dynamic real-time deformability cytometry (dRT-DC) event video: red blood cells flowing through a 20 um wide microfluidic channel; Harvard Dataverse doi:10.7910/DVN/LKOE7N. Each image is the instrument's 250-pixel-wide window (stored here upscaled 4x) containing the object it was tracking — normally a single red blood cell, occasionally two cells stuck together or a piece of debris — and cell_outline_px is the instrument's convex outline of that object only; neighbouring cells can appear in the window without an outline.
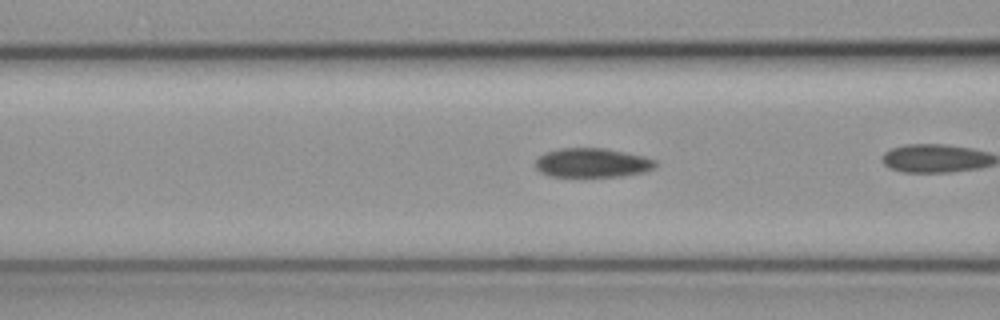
{"species": "common noctule bat (a hibernating species)", "species_latin": "Nyctalus noctula", "temperature_condition": "cold", "stored_images_in_passage": 11, "camera_frame_rate_fps": 3000, "um_per_image_px": 0.085, "animal": {"sex": "female", "body_mass_g": 19.3, "forearm_length_mm": 54.1}, "frame": {"image": 1, "passage_image": 4, "time_ms": 1.0, "image_size_px": [1000, 320], "cell_outline_px": [[656, 168], [644, 172], [620, 176], [552, 176], [540, 172], [536, 168], [536, 160], [540, 156], [548, 152], [560, 148], [604, 148], [644, 156], [656, 160]], "centroid_in_image_um": [50.38, 13.83], "position_along_channel_um": 116.2, "area_um2": 20.23}}
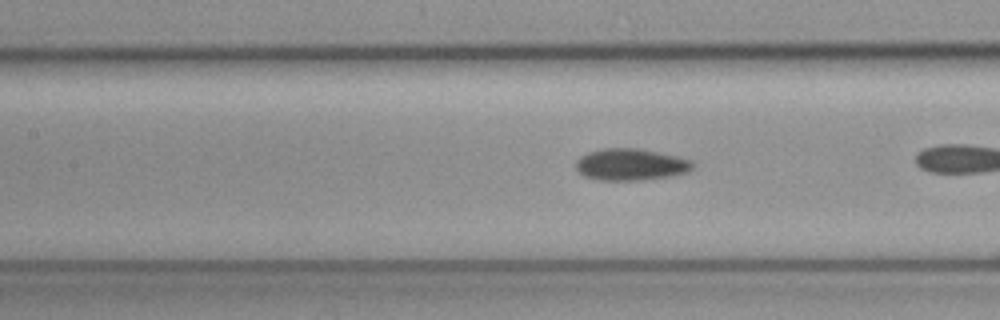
{"frame": {"image": 2, "passage_image": 7, "time_ms": 2.0, "image_size_px": [1000, 320], "cell_outline_px": [[696, 164], [688, 172], [668, 176], [644, 180], [600, 180], [584, 176], [576, 168], [576, 160], [580, 156], [588, 152], [604, 148], [640, 148], [676, 156], [692, 160]], "centroid_in_image_um": [53.62, 13.98], "position_along_channel_um": 153.8, "area_um2": 21.68}}